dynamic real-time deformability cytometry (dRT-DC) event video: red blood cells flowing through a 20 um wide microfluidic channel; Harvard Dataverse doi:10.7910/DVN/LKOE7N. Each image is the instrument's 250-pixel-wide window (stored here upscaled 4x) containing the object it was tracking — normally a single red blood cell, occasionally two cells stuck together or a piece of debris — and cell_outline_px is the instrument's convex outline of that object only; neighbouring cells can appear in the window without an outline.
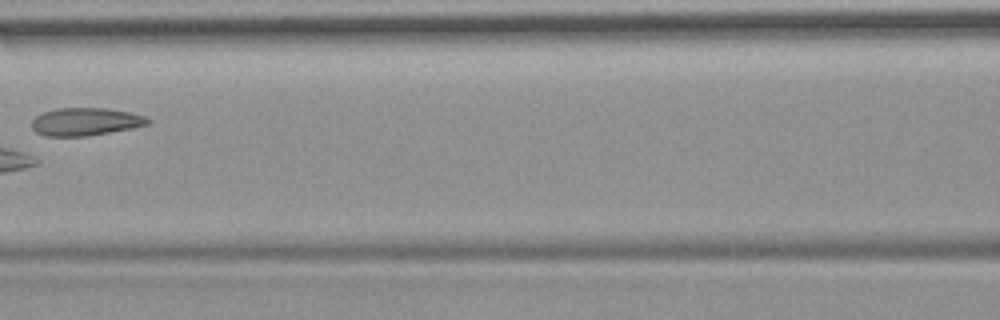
{"species": "common noctule bat (a hibernating species)", "species_latin": "Nyctalus noctula", "temperature_condition": "room temperature", "stored_images_in_passage": 7, "camera_frame_rate_fps": 3000, "um_per_image_px": 0.085, "animal": {"sex": "female", "body_mass_g": 19.9}, "frame": {"image": 1, "passage_image": 6, "time_ms": 6.667, "image_size_px": [1000, 320], "cell_outline_px": [[152, 120], [148, 124], [132, 128], [84, 136], [44, 136], [36, 132], [32, 128], [32, 120], [36, 116], [44, 112], [56, 108], [108, 108], [128, 112], [144, 116]], "centroid_in_image_um": [7.25, 10.34], "position_along_channel_um": 159.4, "area_um2": 18.67}}
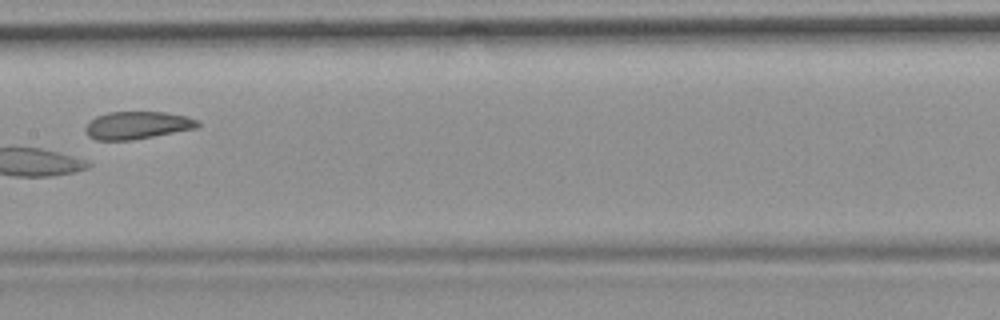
{"frame": {"image": 2, "passage_image": 7, "time_ms": 7.667, "image_size_px": [1000, 320], "cell_outline_px": [[200, 124], [196, 128], [132, 140], [96, 140], [88, 136], [84, 132], [84, 128], [96, 116], [108, 112], [168, 112], [188, 116], [200, 120]], "centroid_in_image_um": [11.68, 10.64], "position_along_channel_um": 195.7, "area_um2": 18.15}}